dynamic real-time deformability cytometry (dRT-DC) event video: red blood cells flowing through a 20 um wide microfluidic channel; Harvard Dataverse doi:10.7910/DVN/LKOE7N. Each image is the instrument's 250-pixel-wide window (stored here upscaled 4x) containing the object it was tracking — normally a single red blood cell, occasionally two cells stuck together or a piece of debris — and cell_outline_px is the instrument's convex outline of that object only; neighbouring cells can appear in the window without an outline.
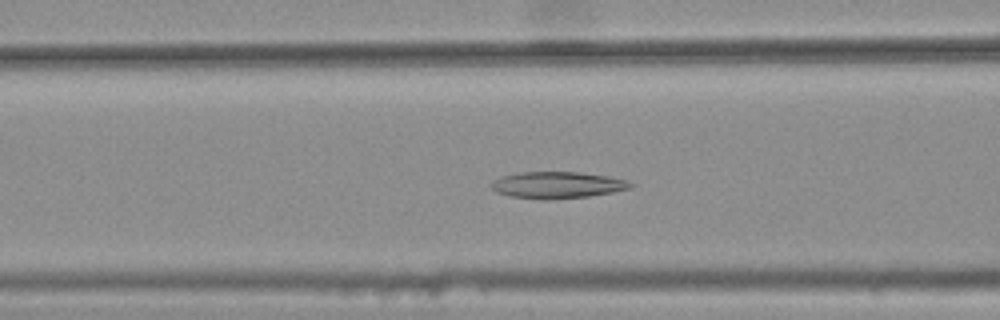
{"species": "common noctule bat (a hibernating species)", "species_latin": "Nyctalus noctula", "temperature_condition": "warm", "stored_images_in_passage": 39, "camera_frame_rate_fps": 3000, "um_per_image_px": 0.085, "animal": {"sex": "female", "body_mass_g": 25.1}, "frame": {"image": 1, "passage_image": 14, "time_ms": 4.333, "image_size_px": [1000, 320], "cell_outline_px": [[636, 184], [632, 188], [612, 192], [588, 196], [540, 200], [508, 196], [496, 192], [492, 188], [492, 180], [500, 176], [520, 172], [580, 172], [608, 176], [624, 180]], "centroid_in_image_um": [47.35, 15.72], "position_along_channel_um": 119.3, "area_um2": 21.68}}
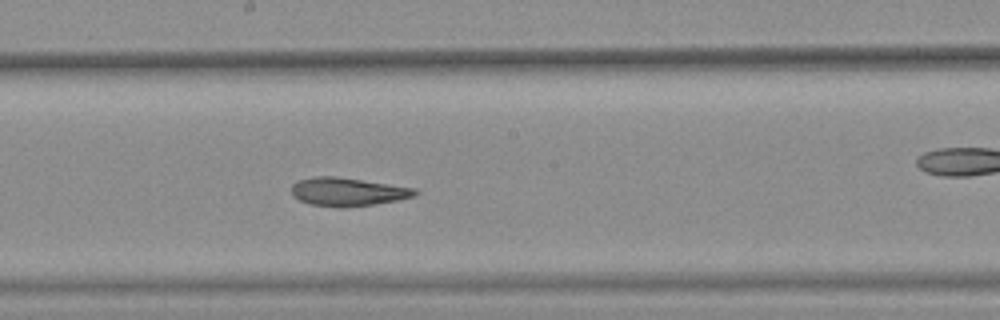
{"frame": {"image": 2, "passage_image": 22, "time_ms": 7.0, "image_size_px": [1000, 320], "cell_outline_px": [[420, 192], [412, 196], [396, 200], [348, 208], [336, 208], [312, 204], [300, 200], [292, 196], [292, 184], [300, 180], [316, 176], [336, 176], [416, 188]], "centroid_in_image_um": [29.54, 16.31], "position_along_channel_um": 218.7, "area_um2": 20.35}}
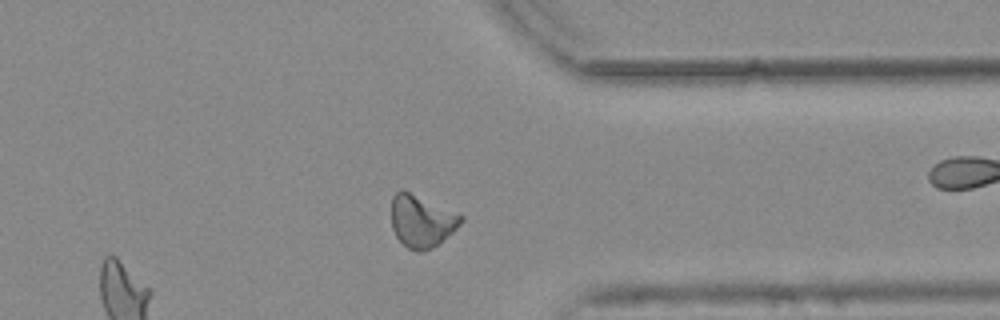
{"frame": {"image": 3, "passage_image": 35, "time_ms": 11.333, "image_size_px": [1000, 320], "cell_outline_px": [[464, 220], [452, 232], [432, 248], [424, 252], [416, 252], [408, 248], [396, 236], [392, 228], [392, 196], [400, 188], [404, 188], [464, 216]], "centroid_in_image_um": [35.82, 18.76], "position_along_channel_um": 375.6, "area_um2": 21.33}, "authors_computed_cell_mechanics": {"area_um2": 20.8658, "velocity_mm_per_s": 3.736, "shape_relaxation_time_tau1_ms": null, "shape_relaxation_time_tau2_ms": 2.6333, "deformation_change_tau1": null, "deformation_change_tau2": 0.0966}}